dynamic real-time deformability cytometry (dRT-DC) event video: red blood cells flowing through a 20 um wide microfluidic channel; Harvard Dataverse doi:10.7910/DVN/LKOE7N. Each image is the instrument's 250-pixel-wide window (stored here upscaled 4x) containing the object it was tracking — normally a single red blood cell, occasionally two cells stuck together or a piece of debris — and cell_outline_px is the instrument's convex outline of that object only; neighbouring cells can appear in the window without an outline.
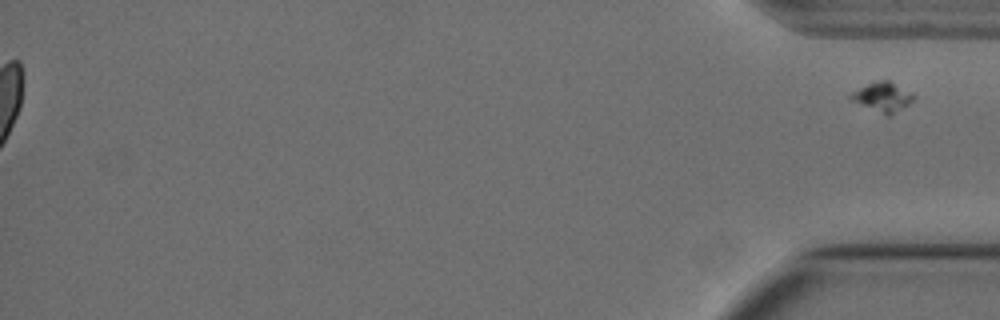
{"species": "Egyptian fruit bat (a non-hibernating species)", "species_latin": "Rousettus aegyptiacus", "temperature_condition": "cold", "stored_images_in_passage": 50, "segment_of_instrument_passage": [2, 2], "camera_frame_rate_fps": 3000, "um_per_image_px": 0.085, "animal": {"sex": "female"}, "frame": {"image": 1, "passage_image": 50, "time_ms": 16.333, "image_size_px": [1000, 320], "cell_outline_px": [[916, 96], [908, 104], [892, 116], [884, 116], [848, 100], [848, 96], [852, 92], [876, 80], [888, 80]], "centroid_in_image_um": [74.96, 8.29], "position_along_channel_um": 360.2, "area_um2": 10.92}}